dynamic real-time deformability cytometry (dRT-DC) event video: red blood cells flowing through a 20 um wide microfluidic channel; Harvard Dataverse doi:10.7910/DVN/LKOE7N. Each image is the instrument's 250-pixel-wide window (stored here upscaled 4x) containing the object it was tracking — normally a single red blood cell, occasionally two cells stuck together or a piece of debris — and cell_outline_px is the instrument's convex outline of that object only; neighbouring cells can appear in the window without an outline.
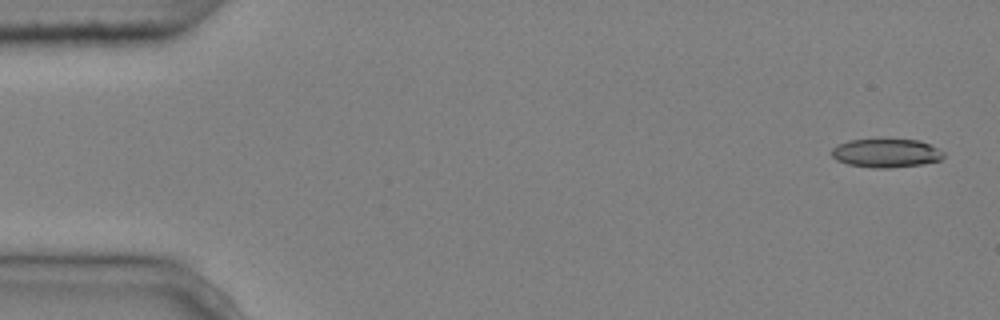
{"species": "common noctule bat (a hibernating species)", "species_latin": "Nyctalus noctula", "temperature_condition": "cold", "stored_images_in_passage": 4, "camera_frame_rate_fps": 3000, "um_per_image_px": 0.085, "animal": {"sex": "male", "body_mass_g": 20.4}, "frame": {"image": 1, "passage_image": 1, "time_ms": 0.0, "image_size_px": [1000, 320], "cell_outline_px": [[944, 156], [940, 160], [920, 164], [888, 168], [872, 168], [848, 164], [836, 160], [832, 156], [832, 148], [836, 144], [848, 140], [920, 140], [944, 152]], "centroid_in_image_um": [75.28, 13.02], "position_along_channel_um": 9.7, "area_um2": 18.5}}
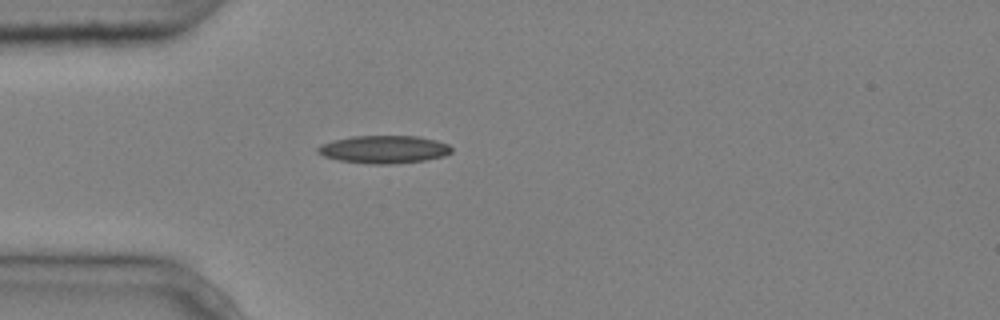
{"frame": {"image": 2, "passage_image": 4, "time_ms": 1.0, "image_size_px": [1000, 320], "cell_outline_px": [[452, 152], [444, 156], [424, 160], [392, 164], [372, 164], [340, 160], [324, 156], [316, 152], [316, 148], [320, 144], [352, 136], [416, 136], [436, 140], [448, 144], [452, 148]], "centroid_in_image_um": [32.64, 12.69], "position_along_channel_um": 52.4, "area_um2": 21.56}}